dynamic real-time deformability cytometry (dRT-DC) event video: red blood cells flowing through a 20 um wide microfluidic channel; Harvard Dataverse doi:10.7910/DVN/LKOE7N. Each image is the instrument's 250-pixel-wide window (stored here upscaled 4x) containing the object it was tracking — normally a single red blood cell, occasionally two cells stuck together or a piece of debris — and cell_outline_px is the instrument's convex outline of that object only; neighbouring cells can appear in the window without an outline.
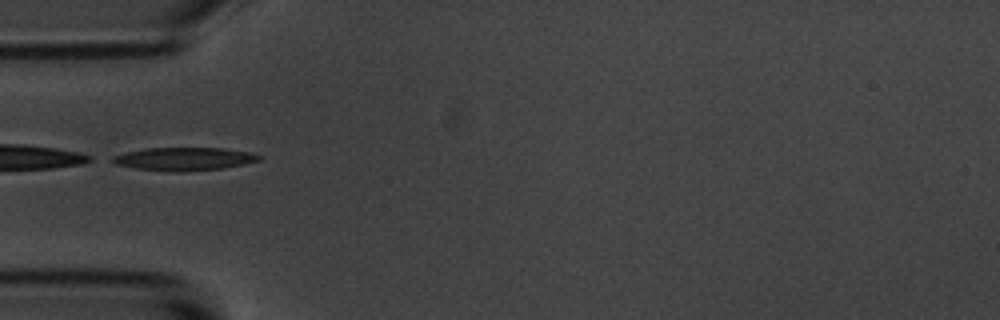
{"species": "common noctule bat (a hibernating species)", "species_latin": "Nyctalus noctula", "temperature_condition": "room temperature", "stored_images_in_passage": 30, "camera_frame_rate_fps": 3000, "um_per_image_px": 0.085, "animal": {"sex": "male", "body_mass_g": 20.1, "forearm_length_mm": 53.5}, "frame": {"image": 1, "passage_image": 1, "time_ms": 0.0, "image_size_px": [1000, 320], "cell_outline_px": [[260, 160], [244, 164], [220, 168], [180, 172], [136, 168], [116, 164], [108, 160], [112, 156], [144, 148], [224, 148], [248, 152], [260, 156]], "centroid_in_image_um": [15.61, 13.5], "position_along_channel_um": 69.4, "area_um2": 19.42}, "authors_computed_cell_mechanics": {"area_um2": 19.652, "velocity_mm_per_s": 3.668, "shape_relaxation_time_tau1_ms": 2.6537, "shape_relaxation_time_tau2_ms": 4.5296, "deformation_change_tau1": 0.1231, "deformation_change_tau2": 0.1346}}